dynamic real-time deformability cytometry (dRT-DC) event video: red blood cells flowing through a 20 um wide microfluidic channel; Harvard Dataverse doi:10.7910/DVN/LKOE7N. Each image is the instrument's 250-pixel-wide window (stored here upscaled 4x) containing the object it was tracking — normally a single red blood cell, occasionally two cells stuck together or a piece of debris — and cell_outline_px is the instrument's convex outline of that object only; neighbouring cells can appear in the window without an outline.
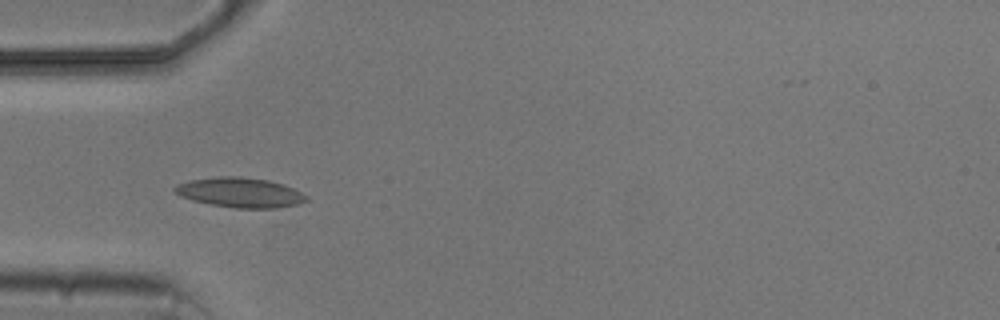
{"species": "common noctule bat (a hibernating species)", "species_latin": "Nyctalus noctula", "temperature_condition": "cold", "stored_images_in_passage": 5, "camera_frame_rate_fps": 3000, "um_per_image_px": 0.085, "animal": {"sex": "male", "body_mass_g": 20.5, "forearm_length_mm": 52.5}, "frame": {"image": 1, "passage_image": 3, "time_ms": 2.333, "image_size_px": [1000, 320], "cell_outline_px": [[308, 200], [300, 204], [276, 208], [232, 208], [192, 200], [180, 196], [172, 188], [176, 184], [188, 180], [220, 176], [240, 176], [268, 180], [284, 184], [308, 196]], "centroid_in_image_um": [20.41, 16.36], "position_along_channel_um": 64.6, "area_um2": 23.0}}
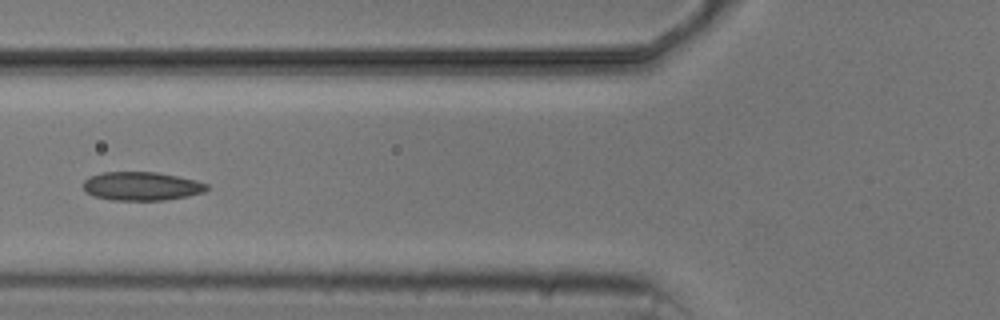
{"frame": {"image": 2, "passage_image": 4, "time_ms": 3.667, "image_size_px": [1000, 320], "cell_outline_px": [[208, 188], [204, 192], [188, 196], [164, 200], [112, 200], [92, 196], [84, 192], [84, 180], [88, 176], [104, 172], [156, 172], [196, 180], [208, 184]], "centroid_in_image_um": [12.0, 15.83], "position_along_channel_um": 113.8, "area_um2": 20.69}}
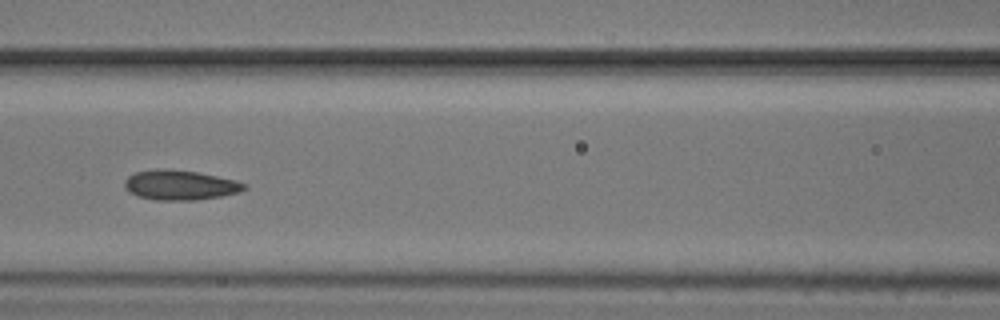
{"frame": {"image": 3, "passage_image": 5, "time_ms": 4.667, "image_size_px": [1000, 320], "cell_outline_px": [[248, 188], [240, 192], [220, 196], [196, 200], [156, 200], [140, 196], [128, 192], [124, 188], [124, 180], [128, 176], [136, 172], [160, 168], [168, 168], [196, 172], [236, 180], [248, 184]], "centroid_in_image_um": [15.31, 15.72], "position_along_channel_um": 151.3, "area_um2": 20.92}}